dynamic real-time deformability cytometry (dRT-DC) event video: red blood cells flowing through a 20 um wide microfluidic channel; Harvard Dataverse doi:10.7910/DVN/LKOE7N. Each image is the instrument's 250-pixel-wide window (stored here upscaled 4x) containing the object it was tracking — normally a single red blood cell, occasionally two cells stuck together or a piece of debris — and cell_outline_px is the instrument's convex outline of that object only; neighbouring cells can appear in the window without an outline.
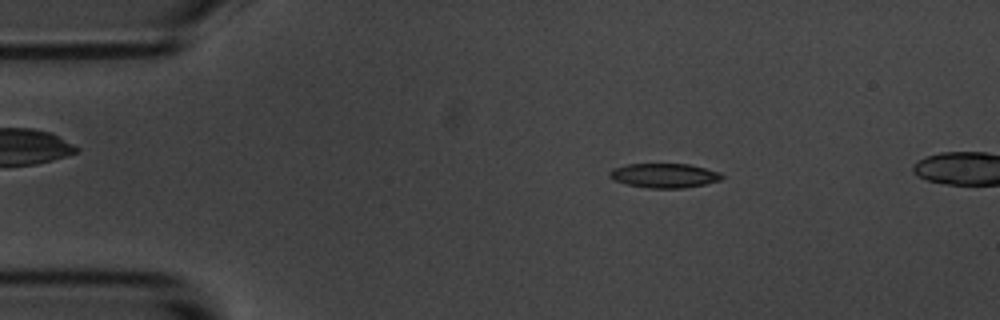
{"species": "common noctule bat (a hibernating species)", "species_latin": "Nyctalus noctula", "temperature_condition": "room temperature", "stored_images_in_passage": 4, "segment_of_instrument_passage": [1, 2], "camera_frame_rate_fps": 3000, "um_per_image_px": 0.085, "animal": {"sex": "male", "body_mass_g": 20.1, "forearm_length_mm": 53.5}, "frame": {"image": 1, "passage_image": 2, "time_ms": 1.0, "image_size_px": [1000, 320], "cell_outline_px": [[724, 176], [720, 180], [704, 184], [684, 188], [648, 188], [628, 184], [612, 180], [608, 176], [608, 172], [612, 168], [628, 164], [688, 164], [720, 172]], "centroid_in_image_um": [56.42, 14.92], "position_along_channel_um": 28.6, "area_um2": 15.95}}